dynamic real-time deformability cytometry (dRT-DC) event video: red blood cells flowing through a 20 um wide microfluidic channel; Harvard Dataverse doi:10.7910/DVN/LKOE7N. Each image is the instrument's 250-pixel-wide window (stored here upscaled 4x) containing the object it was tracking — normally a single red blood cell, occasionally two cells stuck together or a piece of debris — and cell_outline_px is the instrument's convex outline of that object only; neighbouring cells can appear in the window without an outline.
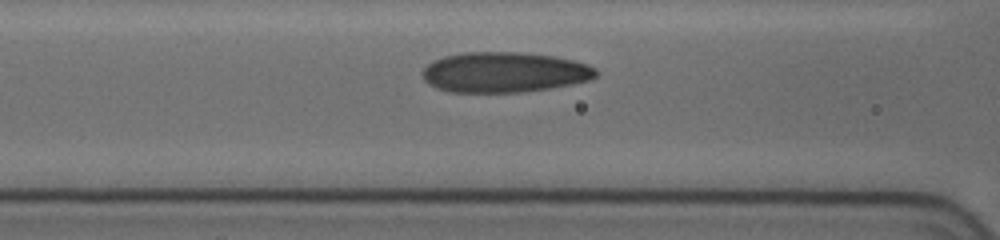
{"species": "human", "species_latin": "Homo sapiens", "temperature_condition": "cold", "stored_images_in_passage": 7, "camera_frame_rate_fps": 3000, "um_per_image_px": 0.085, "donor": {"sex": "female"}, "frame": {"image": 1, "passage_image": 5, "time_ms": 2.0, "image_size_px": [1000, 240], "cell_outline_px": [[600, 72], [596, 76], [588, 80], [548, 88], [520, 92], [448, 92], [436, 88], [428, 84], [424, 80], [420, 72], [428, 64], [444, 56], [464, 52], [520, 52], [556, 56], [572, 60], [596, 68]], "centroid_in_image_um": [42.82, 6.14], "position_along_channel_um": 123.8, "area_um2": 40.75}}